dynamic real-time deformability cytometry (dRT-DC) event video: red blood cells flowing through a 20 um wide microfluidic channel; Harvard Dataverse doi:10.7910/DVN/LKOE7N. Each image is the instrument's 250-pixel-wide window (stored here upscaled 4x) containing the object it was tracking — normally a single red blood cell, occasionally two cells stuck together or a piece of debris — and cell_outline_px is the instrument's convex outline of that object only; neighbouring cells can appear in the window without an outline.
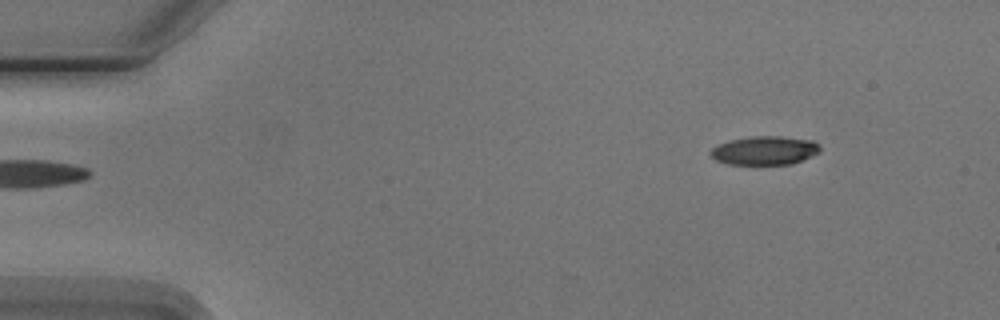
{"species": "Egyptian fruit bat (a non-hibernating species)", "species_latin": "Rousettus aegyptiacus", "temperature_condition": "cold", "stored_images_in_passage": 6, "segment_of_instrument_passage": [2, 2], "camera_frame_rate_fps": 3000, "um_per_image_px": 0.085, "animal": {"sex": "male"}, "frame": {"image": 1, "passage_image": 6, "time_ms": 6.0, "image_size_px": [1000, 320], "cell_outline_px": [[820, 152], [792, 164], [728, 164], [716, 160], [708, 152], [716, 144], [728, 140], [748, 136], [780, 136], [812, 140], [820, 144]], "centroid_in_image_um": [64.97, 12.78], "position_along_channel_um": 20.0, "area_um2": 18.5}}